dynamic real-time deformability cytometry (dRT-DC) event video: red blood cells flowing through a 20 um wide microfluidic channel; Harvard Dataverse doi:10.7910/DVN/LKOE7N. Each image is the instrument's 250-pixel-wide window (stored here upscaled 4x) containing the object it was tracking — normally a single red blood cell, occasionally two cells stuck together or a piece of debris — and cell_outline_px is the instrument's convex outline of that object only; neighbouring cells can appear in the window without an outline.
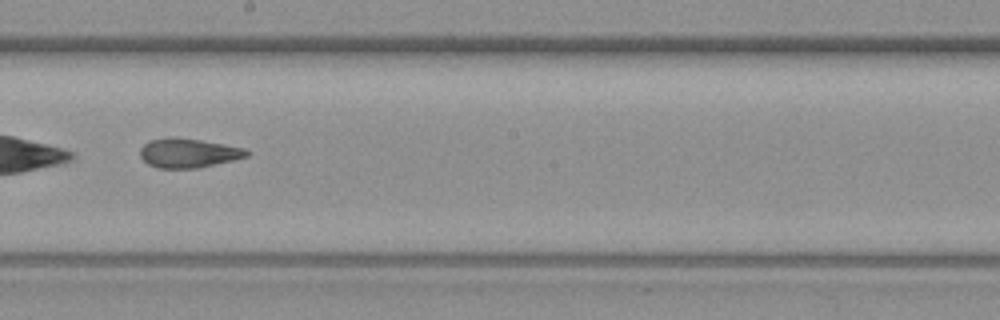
{"species": "common noctule bat (a hibernating species)", "species_latin": "Nyctalus noctula", "temperature_condition": "warm", "stored_images_in_passage": 45, "camera_frame_rate_fps": 3000, "um_per_image_px": 0.085, "animal": {"sex": "female", "body_mass_g": 19.3, "forearm_length_mm": 54.1}, "frame": {"image": 1, "passage_image": 20, "time_ms": 6.333, "image_size_px": [1000, 320], "cell_outline_px": [[252, 152], [248, 156], [200, 168], [156, 168], [148, 164], [140, 156], [140, 148], [148, 140], [168, 136], [172, 136], [200, 140], [224, 144], [244, 148]], "centroid_in_image_um": [15.99, 13.0], "position_along_channel_um": 232.2, "area_um2": 18.38}}